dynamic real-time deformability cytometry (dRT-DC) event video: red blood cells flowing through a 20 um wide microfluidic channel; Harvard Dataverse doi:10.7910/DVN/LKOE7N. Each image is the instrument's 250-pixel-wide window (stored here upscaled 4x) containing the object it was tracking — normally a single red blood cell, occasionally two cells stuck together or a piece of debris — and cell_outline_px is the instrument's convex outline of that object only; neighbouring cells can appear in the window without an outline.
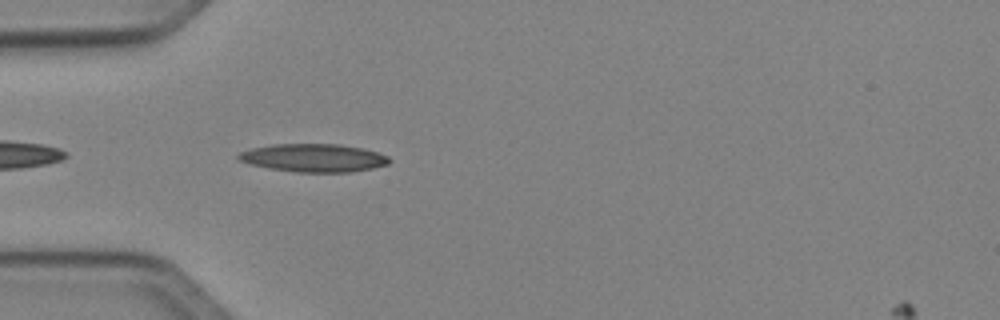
{"species": "Egyptian fruit bat (a non-hibernating species)", "species_latin": "Rousettus aegyptiacus", "temperature_condition": "cold", "stored_images_in_passage": 5, "camera_frame_rate_fps": 3000, "um_per_image_px": 0.085, "animal": {"sex": "female"}, "frame": {"image": 1, "passage_image": 2, "time_ms": 0.333, "image_size_px": [1000, 320], "cell_outline_px": [[392, 160], [388, 164], [372, 168], [352, 172], [296, 172], [268, 168], [252, 164], [240, 160], [236, 156], [240, 152], [252, 148], [272, 144], [340, 144], [364, 148], [388, 156]], "centroid_in_image_um": [26.69, 13.41], "position_along_channel_um": 58.3, "area_um2": 24.68}}